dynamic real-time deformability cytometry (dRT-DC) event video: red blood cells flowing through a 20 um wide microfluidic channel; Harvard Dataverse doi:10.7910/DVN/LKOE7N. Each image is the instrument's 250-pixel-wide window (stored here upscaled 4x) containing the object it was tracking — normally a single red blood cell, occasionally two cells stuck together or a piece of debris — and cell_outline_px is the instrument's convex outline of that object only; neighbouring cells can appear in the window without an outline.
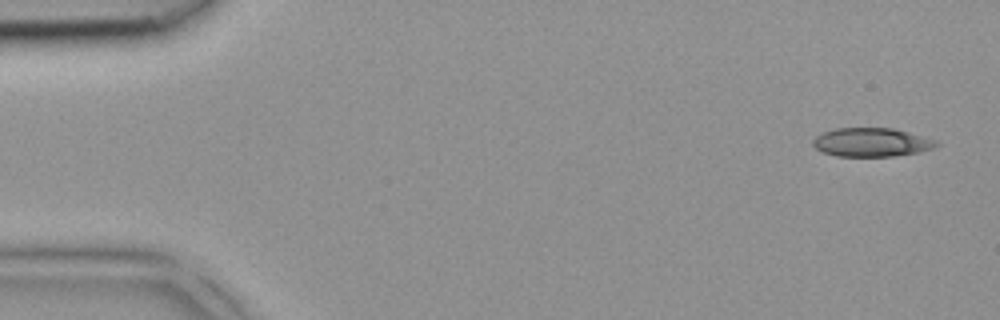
{"species": "common noctule bat (a hibernating species)", "species_latin": "Nyctalus noctula", "temperature_condition": "room temperature", "stored_images_in_passage": 4, "camera_frame_rate_fps": 3000, "um_per_image_px": 0.085, "animal": {"sex": "female", "body_mass_g": 18.4}, "frame": {"image": 1, "passage_image": 1, "time_ms": 0.0, "image_size_px": [1000, 320], "cell_outline_px": [[940, 144], [936, 148], [920, 152], [892, 156], [836, 156], [824, 152], [816, 148], [812, 144], [812, 140], [816, 136], [824, 132], [836, 128], [892, 128], [924, 136], [936, 140]], "centroid_in_image_um": [74.12, 12.09], "position_along_channel_um": 10.9, "area_um2": 20.69}}